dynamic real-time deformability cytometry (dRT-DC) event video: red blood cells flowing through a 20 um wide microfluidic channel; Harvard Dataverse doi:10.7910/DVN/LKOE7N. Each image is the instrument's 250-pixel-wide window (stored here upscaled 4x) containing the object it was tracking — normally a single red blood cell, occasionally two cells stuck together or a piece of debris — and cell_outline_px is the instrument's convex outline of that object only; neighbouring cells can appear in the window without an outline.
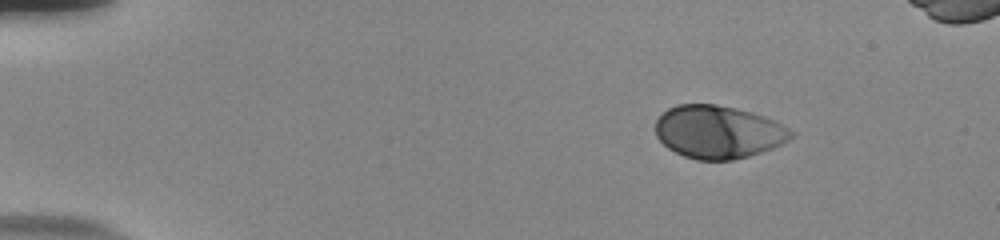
{"species": "human", "species_latin": "Homo sapiens", "temperature_condition": "room temperature", "stored_images_in_passage": 48, "camera_frame_rate_fps": 3000, "um_per_image_px": 0.085, "donor": {"sex": "male"}, "frame": {"image": 1, "passage_image": 1, "time_ms": 0.0, "image_size_px": [1000, 240], "cell_outline_px": [[796, 136], [772, 148], [748, 156], [732, 160], [696, 160], [684, 156], [668, 148], [656, 136], [656, 120], [668, 108], [676, 104], [716, 104], [736, 108], [752, 112], [764, 116], [796, 132]], "centroid_in_image_um": [61.05, 11.21], "position_along_channel_um": 23.9, "area_um2": 41.79}}
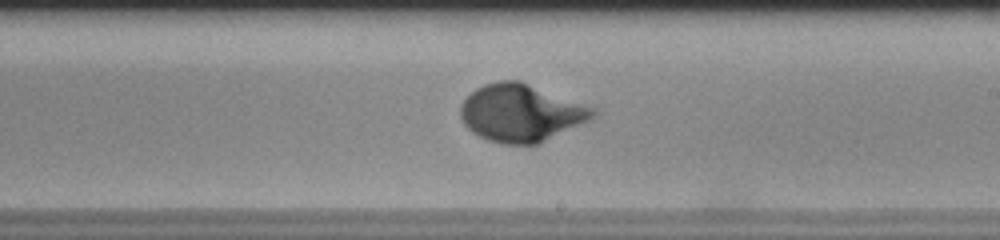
{"frame": {"image": 2, "passage_image": 27, "time_ms": 8.667, "image_size_px": [1000, 240], "cell_outline_px": [[596, 116], [592, 120], [536, 144], [504, 144], [488, 140], [472, 132], [464, 124], [460, 116], [460, 108], [464, 100], [476, 88], [484, 84], [500, 80], [520, 80], [596, 108]], "centroid_in_image_um": [44.31, 9.59], "position_along_channel_um": 244.7, "area_um2": 44.33}}
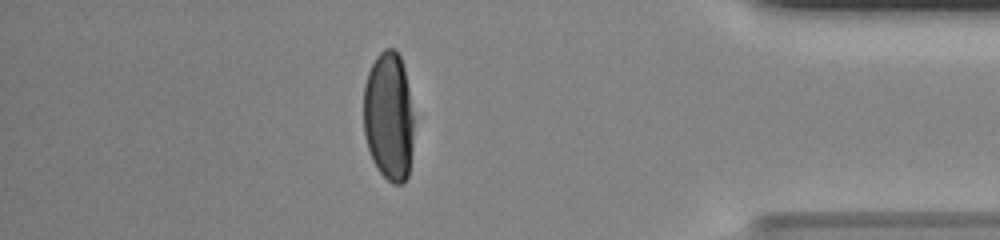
{"frame": {"image": 3, "passage_image": 42, "time_ms": 13.667, "image_size_px": [1000, 240], "cell_outline_px": [[412, 152], [408, 176], [404, 184], [392, 184], [376, 168], [372, 160], [368, 148], [364, 132], [364, 84], [368, 72], [376, 56], [384, 48], [396, 48], [400, 56], [404, 68], [408, 88], [412, 112]], "centroid_in_image_um": [33.03, 9.9], "position_along_channel_um": 402.2, "area_um2": 37.92}}